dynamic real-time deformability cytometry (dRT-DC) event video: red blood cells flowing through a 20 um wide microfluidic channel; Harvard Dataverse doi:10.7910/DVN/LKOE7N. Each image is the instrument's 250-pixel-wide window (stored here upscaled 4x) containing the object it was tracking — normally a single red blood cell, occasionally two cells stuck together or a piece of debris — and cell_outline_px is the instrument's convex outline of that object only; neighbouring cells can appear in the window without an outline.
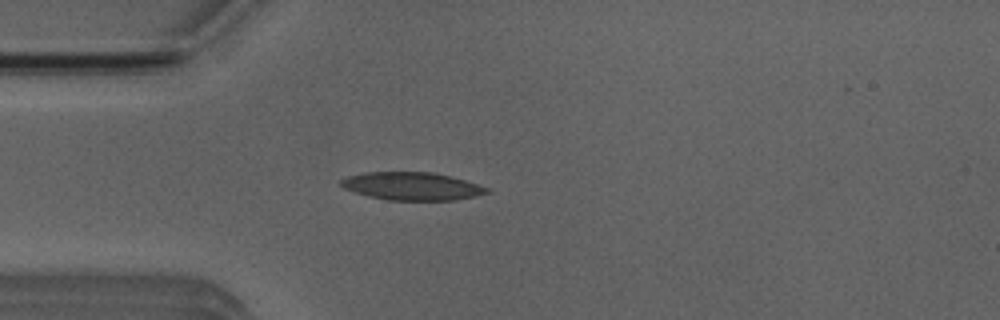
{"species": "Egyptian fruit bat (a non-hibernating species)", "species_latin": "Rousettus aegyptiacus", "temperature_condition": "room temperature", "stored_images_in_passage": 4, "camera_frame_rate_fps": 3000, "um_per_image_px": 0.085, "animal": {"sex": "male"}, "frame": {"image": 1, "passage_image": 4, "time_ms": 3.333, "image_size_px": [1000, 320], "cell_outline_px": [[492, 192], [476, 196], [456, 200], [388, 200], [368, 196], [344, 188], [340, 184], [340, 180], [348, 176], [364, 172], [432, 172], [464, 180], [488, 188]], "centroid_in_image_um": [35.01, 15.83], "position_along_channel_um": 50.0, "area_um2": 23.58}}